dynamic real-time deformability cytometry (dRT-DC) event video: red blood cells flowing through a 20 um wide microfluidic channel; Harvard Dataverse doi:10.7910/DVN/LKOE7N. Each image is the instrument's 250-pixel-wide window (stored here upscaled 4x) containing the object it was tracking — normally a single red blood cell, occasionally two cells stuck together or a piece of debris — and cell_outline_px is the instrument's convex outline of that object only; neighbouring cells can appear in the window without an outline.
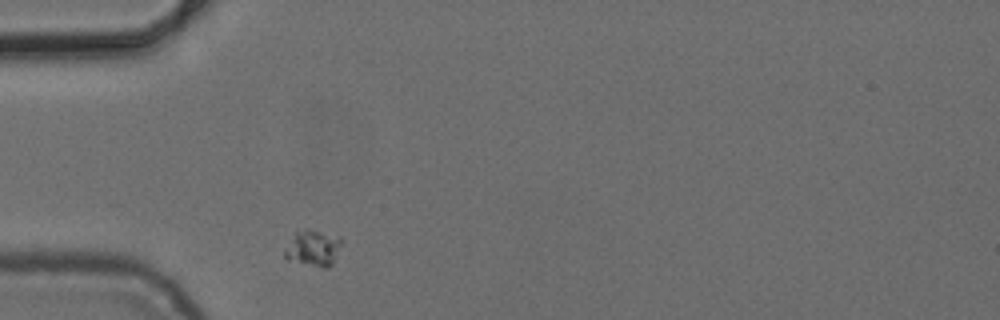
{"species": "common noctule bat (a hibernating species)", "species_latin": "Nyctalus noctula", "temperature_condition": "cold", "stored_images_in_passage": 1, "camera_frame_rate_fps": 3000, "um_per_image_px": 0.085, "animal": {"sex": "female", "body_mass_g": 24.6, "forearm_length_mm": 56.2}, "frame": {"image": 1, "passage_image": 1, "time_ms": 0.0, "image_size_px": [1000, 320], "cell_outline_px": [[344, 240], [332, 264], [328, 268], [324, 268], [288, 260], [284, 256], [284, 252], [296, 232], [308, 228], [340, 236]], "centroid_in_image_um": [26.67, 21.08], "position_along_channel_um": 58.3, "area_um2": 11.96}}